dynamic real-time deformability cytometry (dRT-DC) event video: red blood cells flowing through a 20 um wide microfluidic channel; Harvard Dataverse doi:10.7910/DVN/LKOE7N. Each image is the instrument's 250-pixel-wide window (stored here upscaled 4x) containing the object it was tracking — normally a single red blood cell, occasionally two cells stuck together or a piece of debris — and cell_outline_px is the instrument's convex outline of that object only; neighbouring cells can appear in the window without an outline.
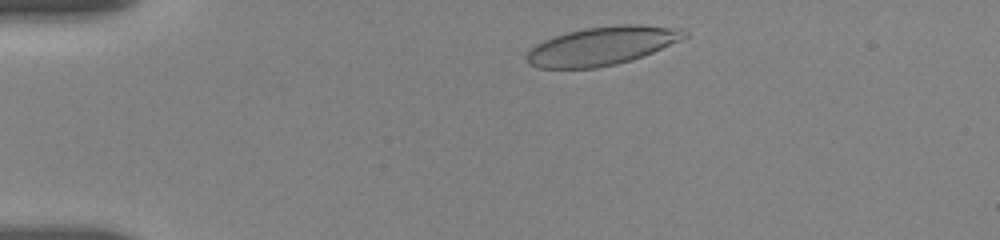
{"species": "human", "species_latin": "Homo sapiens", "temperature_condition": "room temperature", "stored_images_in_passage": 20, "camera_frame_rate_fps": 3000, "um_per_image_px": 0.085, "donor": {"sex": "female"}, "frame": {"image": 1, "passage_image": 2, "time_ms": 0.667, "image_size_px": [1000, 240], "cell_outline_px": [[688, 36], [680, 40], [652, 52], [632, 60], [616, 64], [596, 68], [536, 68], [528, 64], [528, 52], [536, 44], [544, 40], [568, 32], [584, 28], [620, 24], [640, 24], [684, 28], [688, 32]], "centroid_in_image_um": [51.21, 3.89], "position_along_channel_um": 33.8, "area_um2": 35.32}}
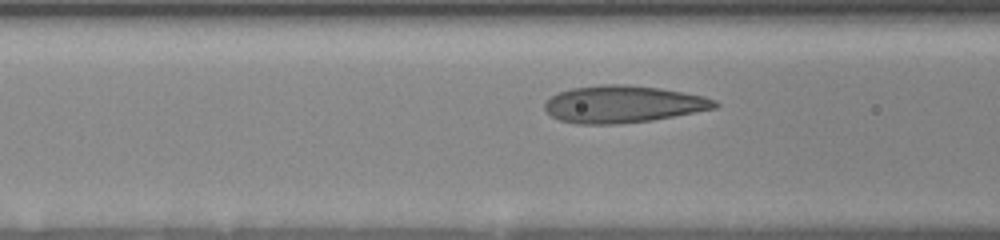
{"frame": {"image": 2, "passage_image": 14, "time_ms": 4.333, "image_size_px": [1000, 240], "cell_outline_px": [[720, 104], [716, 108], [652, 120], [620, 124], [576, 124], [560, 120], [552, 116], [544, 108], [544, 104], [552, 96], [560, 92], [572, 88], [600, 84], [624, 84], [660, 88], [704, 96], [716, 100]], "centroid_in_image_um": [52.97, 8.85], "position_along_channel_um": 113.6, "area_um2": 36.76}}
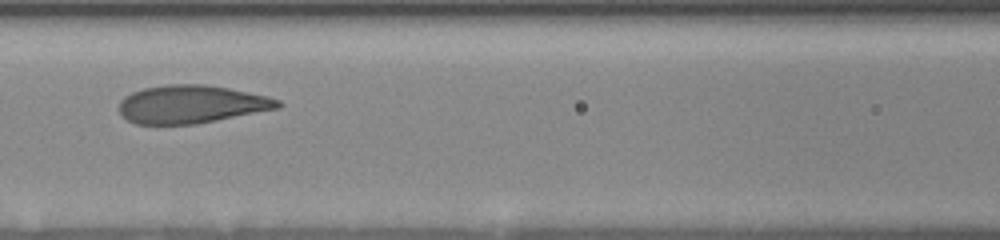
{"frame": {"image": 3, "passage_image": 19, "time_ms": 5.333, "image_size_px": [1000, 240], "cell_outline_px": [[284, 104], [280, 108], [196, 124], [136, 124], [120, 116], [120, 100], [124, 96], [132, 92], [144, 88], [168, 84], [204, 84], [228, 88], [268, 96], [280, 100]], "centroid_in_image_um": [16.27, 8.86], "position_along_channel_um": 150.3, "area_um2": 35.32}}